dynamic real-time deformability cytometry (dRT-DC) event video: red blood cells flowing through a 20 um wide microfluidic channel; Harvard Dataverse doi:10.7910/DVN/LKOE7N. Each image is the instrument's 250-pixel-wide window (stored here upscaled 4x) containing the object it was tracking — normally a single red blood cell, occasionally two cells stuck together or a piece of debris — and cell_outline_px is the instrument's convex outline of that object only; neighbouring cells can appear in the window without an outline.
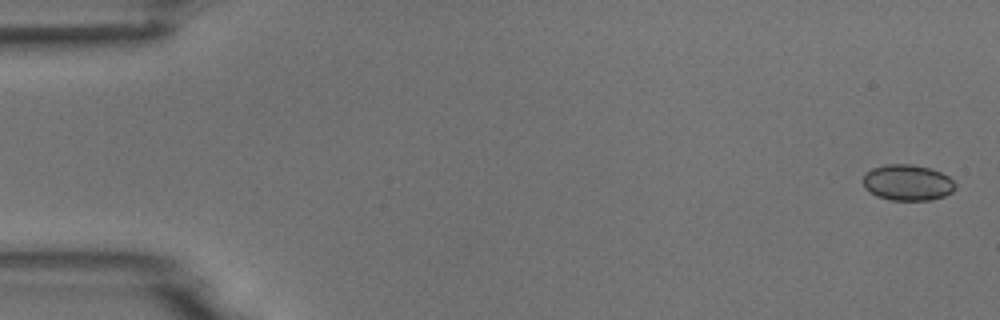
{"species": "common noctule bat (a hibernating species)", "species_latin": "Nyctalus noctula", "temperature_condition": "room temperature", "stored_images_in_passage": 5, "camera_frame_rate_fps": 3000, "um_per_image_px": 0.085, "animal": {"sex": "male", "body_mass_g": 18.8}, "frame": {"image": 1, "passage_image": 1, "time_ms": 0.0, "image_size_px": [1000, 320], "cell_outline_px": [[956, 188], [952, 192], [944, 196], [928, 200], [892, 200], [876, 196], [864, 188], [864, 176], [872, 168], [884, 164], [908, 164], [928, 168], [940, 172], [948, 176], [956, 184]], "centroid_in_image_um": [77.14, 15.52], "position_along_channel_um": 7.9, "area_um2": 19.19}}
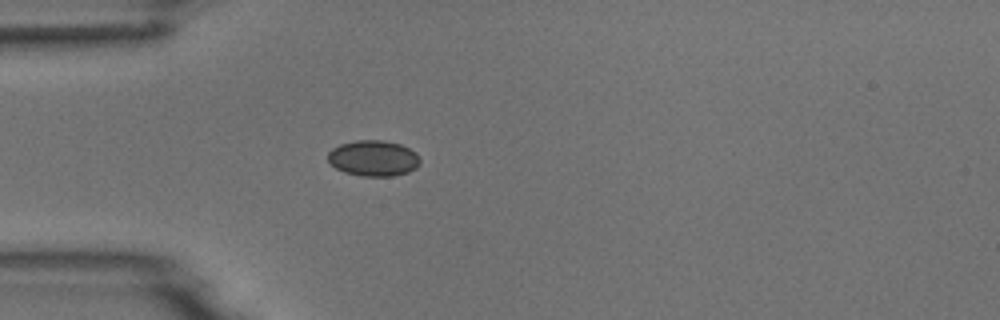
{"frame": {"image": 2, "passage_image": 5, "time_ms": 4.667, "image_size_px": [1000, 320], "cell_outline_px": [[420, 164], [416, 168], [408, 172], [392, 176], [360, 176], [344, 172], [336, 168], [328, 160], [328, 152], [332, 148], [340, 144], [356, 140], [384, 140], [400, 144], [416, 152], [420, 160]], "centroid_in_image_um": [31.74, 13.45], "position_along_channel_um": 53.3, "area_um2": 19.31}}